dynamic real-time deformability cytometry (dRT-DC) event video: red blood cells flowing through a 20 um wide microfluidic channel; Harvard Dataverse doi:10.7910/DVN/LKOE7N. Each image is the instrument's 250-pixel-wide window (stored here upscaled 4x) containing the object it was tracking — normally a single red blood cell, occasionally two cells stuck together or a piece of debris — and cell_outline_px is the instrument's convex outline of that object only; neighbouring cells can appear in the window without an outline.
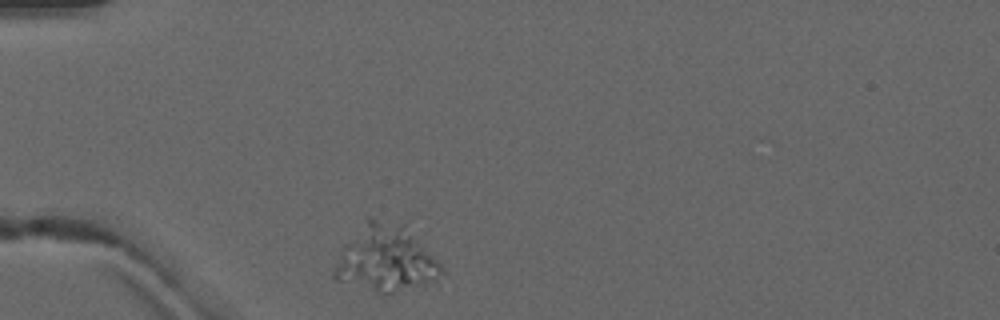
{"species": "common noctule bat (a hibernating species)", "species_latin": "Nyctalus noctula", "temperature_condition": "warm", "stored_images_in_passage": 3, "camera_frame_rate_fps": 3000, "um_per_image_px": 0.085, "animal": {"sex": "male", "forearm_length_mm": 52.5}, "frame": {"image": 1, "passage_image": 1, "time_ms": 0.0, "image_size_px": [1000, 320], "cell_outline_px": [[448, 272], [436, 280], [380, 296], [336, 280], [332, 276], [332, 272], [344, 244], [368, 216], [408, 220]], "centroid_in_image_um": [32.86, 21.91], "position_along_channel_um": 52.1, "area_um2": 43.7}}
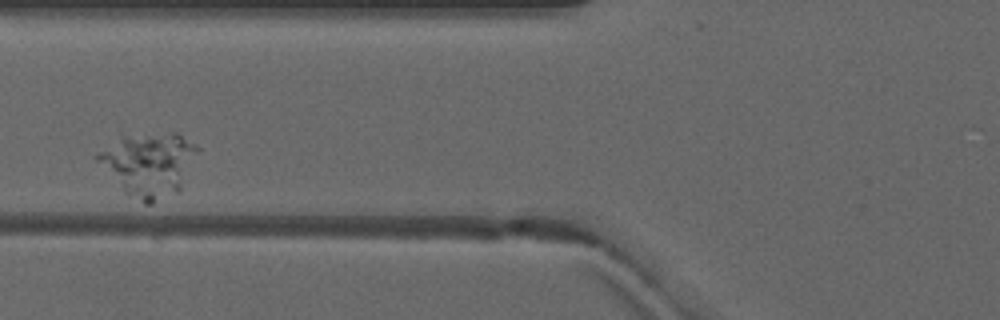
{"frame": {"image": 2, "passage_image": 3, "time_ms": 2.333, "image_size_px": [1000, 320], "cell_outline_px": [[200, 148], [180, 192], [152, 204], [144, 204], [128, 196], [124, 192], [96, 160], [96, 156], [120, 132], [176, 132]], "centroid_in_image_um": [12.65, 13.92], "position_along_channel_um": 113.2, "area_um2": 38.09}}